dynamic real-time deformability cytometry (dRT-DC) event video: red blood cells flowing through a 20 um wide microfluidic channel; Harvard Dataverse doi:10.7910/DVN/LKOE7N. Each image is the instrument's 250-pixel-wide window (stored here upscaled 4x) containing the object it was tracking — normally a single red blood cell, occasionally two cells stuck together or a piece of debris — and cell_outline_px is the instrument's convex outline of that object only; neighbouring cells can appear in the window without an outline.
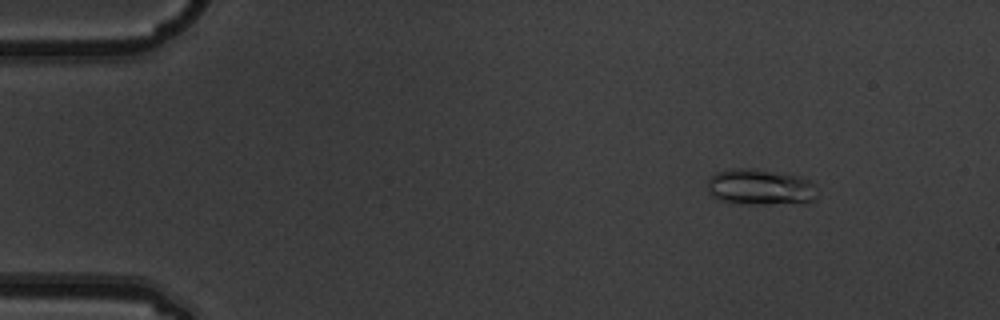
{"species": "common noctule bat (a hibernating species)", "species_latin": "Nyctalus noctula", "temperature_condition": "warm", "stored_images_in_passage": 4, "camera_frame_rate_fps": 3000, "um_per_image_px": 0.085, "animal": {"sex": "male", "body_mass_g": 19.5, "forearm_length_mm": 54.6}, "frame": {"image": 1, "passage_image": 2, "time_ms": 0.333, "image_size_px": [1000, 320], "cell_outline_px": [[816, 200], [808, 204], [740, 204], [716, 200], [708, 192], [708, 176], [716, 172], [732, 168], [752, 168], [784, 172], [800, 176], [808, 180], [812, 184], [816, 196]], "centroid_in_image_um": [64.61, 15.91], "position_along_channel_um": 20.4, "area_um2": 23.81}}